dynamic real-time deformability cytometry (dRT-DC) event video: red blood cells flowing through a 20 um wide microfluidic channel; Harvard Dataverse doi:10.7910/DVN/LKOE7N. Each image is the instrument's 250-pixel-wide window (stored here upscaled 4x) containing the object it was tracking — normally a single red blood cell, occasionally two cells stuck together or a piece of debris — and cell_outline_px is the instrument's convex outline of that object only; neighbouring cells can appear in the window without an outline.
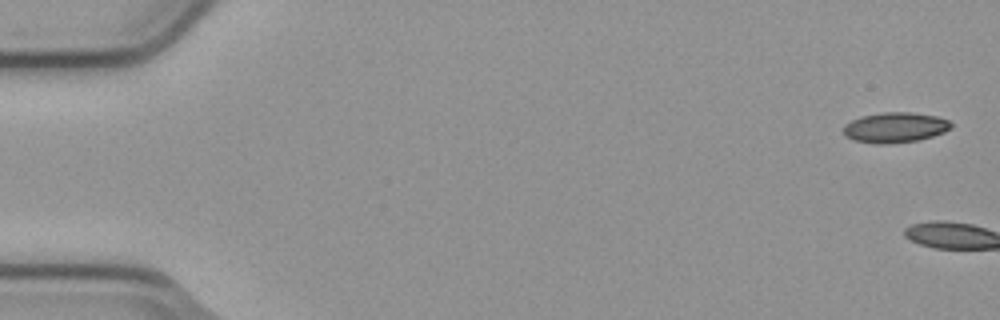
{"species": "common noctule bat (a hibernating species)", "species_latin": "Nyctalus noctula", "temperature_condition": "cold", "stored_images_in_passage": 4, "camera_frame_rate_fps": 3000, "um_per_image_px": 0.085, "animal": {"sex": "male", "body_mass_g": 23.1, "forearm_length_mm": 52.7}, "frame": {"image": 1, "passage_image": 1, "time_ms": 0.0, "image_size_px": [1000, 320], "cell_outline_px": [[952, 128], [944, 132], [932, 136], [916, 140], [884, 144], [876, 144], [852, 140], [844, 136], [844, 124], [860, 116], [880, 112], [912, 112], [936, 116], [948, 120], [952, 124]], "centroid_in_image_um": [76.05, 10.83], "position_along_channel_um": 9.0, "area_um2": 19.07}}